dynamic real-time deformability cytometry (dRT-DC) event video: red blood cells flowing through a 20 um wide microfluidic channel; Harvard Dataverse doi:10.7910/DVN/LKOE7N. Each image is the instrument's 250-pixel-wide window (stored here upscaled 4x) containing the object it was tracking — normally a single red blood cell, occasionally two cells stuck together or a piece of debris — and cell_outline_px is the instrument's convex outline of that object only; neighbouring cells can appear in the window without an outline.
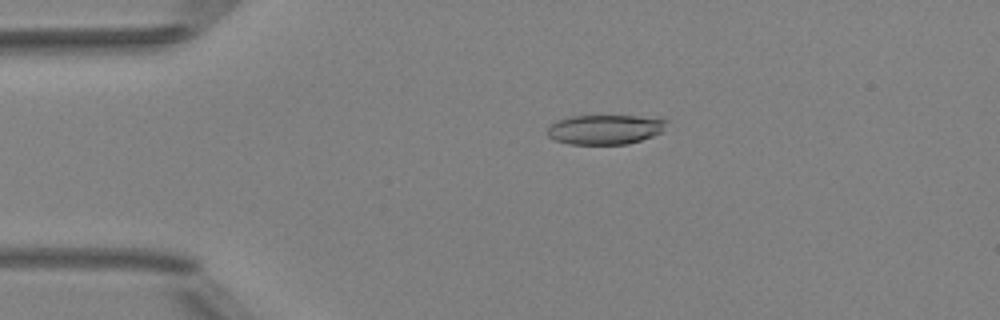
{"species": "Egyptian fruit bat (a non-hibernating species)", "species_latin": "Rousettus aegyptiacus", "temperature_condition": "room temperature", "stored_images_in_passage": 4, "camera_frame_rate_fps": 3000, "um_per_image_px": 0.085, "animal": {"sex": "female"}, "frame": {"image": 1, "passage_image": 3, "time_ms": 2.333, "image_size_px": [1000, 320], "cell_outline_px": [[668, 120], [660, 132], [652, 136], [628, 144], [568, 144], [556, 140], [548, 136], [548, 128], [556, 120], [568, 116], [636, 116]], "centroid_in_image_um": [51.38, 11.0], "position_along_channel_um": 33.6, "area_um2": 20.35}}